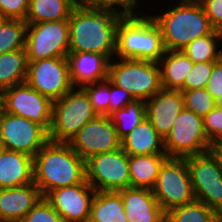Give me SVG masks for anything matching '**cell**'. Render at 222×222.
Masks as SVG:
<instances>
[{"label": "cell", "instance_id": "31", "mask_svg": "<svg viewBox=\"0 0 222 222\" xmlns=\"http://www.w3.org/2000/svg\"><path fill=\"white\" fill-rule=\"evenodd\" d=\"M26 29L25 20L6 18L0 25V55L25 49Z\"/></svg>", "mask_w": 222, "mask_h": 222}, {"label": "cell", "instance_id": "23", "mask_svg": "<svg viewBox=\"0 0 222 222\" xmlns=\"http://www.w3.org/2000/svg\"><path fill=\"white\" fill-rule=\"evenodd\" d=\"M158 64L163 89L183 91V84L193 67V61L182 50H166Z\"/></svg>", "mask_w": 222, "mask_h": 222}, {"label": "cell", "instance_id": "26", "mask_svg": "<svg viewBox=\"0 0 222 222\" xmlns=\"http://www.w3.org/2000/svg\"><path fill=\"white\" fill-rule=\"evenodd\" d=\"M80 0H30L26 15L27 24L69 19Z\"/></svg>", "mask_w": 222, "mask_h": 222}, {"label": "cell", "instance_id": "22", "mask_svg": "<svg viewBox=\"0 0 222 222\" xmlns=\"http://www.w3.org/2000/svg\"><path fill=\"white\" fill-rule=\"evenodd\" d=\"M121 148L129 156L166 154L164 139L147 118L121 140Z\"/></svg>", "mask_w": 222, "mask_h": 222}, {"label": "cell", "instance_id": "35", "mask_svg": "<svg viewBox=\"0 0 222 222\" xmlns=\"http://www.w3.org/2000/svg\"><path fill=\"white\" fill-rule=\"evenodd\" d=\"M216 62L217 61L194 63L184 81L183 91L205 88L210 78L213 65Z\"/></svg>", "mask_w": 222, "mask_h": 222}, {"label": "cell", "instance_id": "14", "mask_svg": "<svg viewBox=\"0 0 222 222\" xmlns=\"http://www.w3.org/2000/svg\"><path fill=\"white\" fill-rule=\"evenodd\" d=\"M4 111L27 118L47 131L52 123V101L26 82L4 90Z\"/></svg>", "mask_w": 222, "mask_h": 222}, {"label": "cell", "instance_id": "18", "mask_svg": "<svg viewBox=\"0 0 222 222\" xmlns=\"http://www.w3.org/2000/svg\"><path fill=\"white\" fill-rule=\"evenodd\" d=\"M118 192L128 222H165L166 212L151 189L129 187Z\"/></svg>", "mask_w": 222, "mask_h": 222}, {"label": "cell", "instance_id": "17", "mask_svg": "<svg viewBox=\"0 0 222 222\" xmlns=\"http://www.w3.org/2000/svg\"><path fill=\"white\" fill-rule=\"evenodd\" d=\"M146 118L165 140L170 134L174 120L184 109V99L180 90L158 91L145 101Z\"/></svg>", "mask_w": 222, "mask_h": 222}, {"label": "cell", "instance_id": "20", "mask_svg": "<svg viewBox=\"0 0 222 222\" xmlns=\"http://www.w3.org/2000/svg\"><path fill=\"white\" fill-rule=\"evenodd\" d=\"M70 80L74 87L103 81L108 78L110 60L102 54L90 52H69Z\"/></svg>", "mask_w": 222, "mask_h": 222}, {"label": "cell", "instance_id": "48", "mask_svg": "<svg viewBox=\"0 0 222 222\" xmlns=\"http://www.w3.org/2000/svg\"><path fill=\"white\" fill-rule=\"evenodd\" d=\"M217 145H220V146H222V140L217 144Z\"/></svg>", "mask_w": 222, "mask_h": 222}, {"label": "cell", "instance_id": "3", "mask_svg": "<svg viewBox=\"0 0 222 222\" xmlns=\"http://www.w3.org/2000/svg\"><path fill=\"white\" fill-rule=\"evenodd\" d=\"M148 11L161 29L166 50H182L195 39L215 30L198 0H177L162 11Z\"/></svg>", "mask_w": 222, "mask_h": 222}, {"label": "cell", "instance_id": "25", "mask_svg": "<svg viewBox=\"0 0 222 222\" xmlns=\"http://www.w3.org/2000/svg\"><path fill=\"white\" fill-rule=\"evenodd\" d=\"M89 222H128L119 192L96 191Z\"/></svg>", "mask_w": 222, "mask_h": 222}, {"label": "cell", "instance_id": "46", "mask_svg": "<svg viewBox=\"0 0 222 222\" xmlns=\"http://www.w3.org/2000/svg\"><path fill=\"white\" fill-rule=\"evenodd\" d=\"M6 19L1 13H0V25L3 23V21Z\"/></svg>", "mask_w": 222, "mask_h": 222}, {"label": "cell", "instance_id": "15", "mask_svg": "<svg viewBox=\"0 0 222 222\" xmlns=\"http://www.w3.org/2000/svg\"><path fill=\"white\" fill-rule=\"evenodd\" d=\"M85 161L104 152L121 147V140L109 116H97L87 122L68 142Z\"/></svg>", "mask_w": 222, "mask_h": 222}, {"label": "cell", "instance_id": "41", "mask_svg": "<svg viewBox=\"0 0 222 222\" xmlns=\"http://www.w3.org/2000/svg\"><path fill=\"white\" fill-rule=\"evenodd\" d=\"M205 89L214 99L222 94V58L213 65Z\"/></svg>", "mask_w": 222, "mask_h": 222}, {"label": "cell", "instance_id": "30", "mask_svg": "<svg viewBox=\"0 0 222 222\" xmlns=\"http://www.w3.org/2000/svg\"><path fill=\"white\" fill-rule=\"evenodd\" d=\"M220 216L216 210L194 200L167 211L165 222H216Z\"/></svg>", "mask_w": 222, "mask_h": 222}, {"label": "cell", "instance_id": "21", "mask_svg": "<svg viewBox=\"0 0 222 222\" xmlns=\"http://www.w3.org/2000/svg\"><path fill=\"white\" fill-rule=\"evenodd\" d=\"M33 183V157L5 150L0 157V189Z\"/></svg>", "mask_w": 222, "mask_h": 222}, {"label": "cell", "instance_id": "34", "mask_svg": "<svg viewBox=\"0 0 222 222\" xmlns=\"http://www.w3.org/2000/svg\"><path fill=\"white\" fill-rule=\"evenodd\" d=\"M85 5L93 8L112 9L123 16L144 14L139 0H81ZM138 9V10H137Z\"/></svg>", "mask_w": 222, "mask_h": 222}, {"label": "cell", "instance_id": "45", "mask_svg": "<svg viewBox=\"0 0 222 222\" xmlns=\"http://www.w3.org/2000/svg\"><path fill=\"white\" fill-rule=\"evenodd\" d=\"M5 150H6V147L4 146V144L0 140V157L5 152Z\"/></svg>", "mask_w": 222, "mask_h": 222}, {"label": "cell", "instance_id": "43", "mask_svg": "<svg viewBox=\"0 0 222 222\" xmlns=\"http://www.w3.org/2000/svg\"><path fill=\"white\" fill-rule=\"evenodd\" d=\"M4 113V90L0 88V117Z\"/></svg>", "mask_w": 222, "mask_h": 222}, {"label": "cell", "instance_id": "39", "mask_svg": "<svg viewBox=\"0 0 222 222\" xmlns=\"http://www.w3.org/2000/svg\"><path fill=\"white\" fill-rule=\"evenodd\" d=\"M212 27L222 32V0H198Z\"/></svg>", "mask_w": 222, "mask_h": 222}, {"label": "cell", "instance_id": "7", "mask_svg": "<svg viewBox=\"0 0 222 222\" xmlns=\"http://www.w3.org/2000/svg\"><path fill=\"white\" fill-rule=\"evenodd\" d=\"M213 146L204 132L203 118L186 108L174 120L171 132L164 140L168 158L203 154Z\"/></svg>", "mask_w": 222, "mask_h": 222}, {"label": "cell", "instance_id": "4", "mask_svg": "<svg viewBox=\"0 0 222 222\" xmlns=\"http://www.w3.org/2000/svg\"><path fill=\"white\" fill-rule=\"evenodd\" d=\"M146 12L121 19L114 57L158 62L165 54L161 29Z\"/></svg>", "mask_w": 222, "mask_h": 222}, {"label": "cell", "instance_id": "40", "mask_svg": "<svg viewBox=\"0 0 222 222\" xmlns=\"http://www.w3.org/2000/svg\"><path fill=\"white\" fill-rule=\"evenodd\" d=\"M134 100L135 99L128 91L117 87L110 82L109 115L116 110L124 108L128 103H131Z\"/></svg>", "mask_w": 222, "mask_h": 222}, {"label": "cell", "instance_id": "16", "mask_svg": "<svg viewBox=\"0 0 222 222\" xmlns=\"http://www.w3.org/2000/svg\"><path fill=\"white\" fill-rule=\"evenodd\" d=\"M95 194L96 190L85 180L73 186L56 188L45 199L65 222H89Z\"/></svg>", "mask_w": 222, "mask_h": 222}, {"label": "cell", "instance_id": "32", "mask_svg": "<svg viewBox=\"0 0 222 222\" xmlns=\"http://www.w3.org/2000/svg\"><path fill=\"white\" fill-rule=\"evenodd\" d=\"M88 94L94 111L99 116H109L110 81L90 83L82 87Z\"/></svg>", "mask_w": 222, "mask_h": 222}, {"label": "cell", "instance_id": "27", "mask_svg": "<svg viewBox=\"0 0 222 222\" xmlns=\"http://www.w3.org/2000/svg\"><path fill=\"white\" fill-rule=\"evenodd\" d=\"M28 60L26 49L6 52L0 55V88L9 89L24 83L27 77Z\"/></svg>", "mask_w": 222, "mask_h": 222}, {"label": "cell", "instance_id": "19", "mask_svg": "<svg viewBox=\"0 0 222 222\" xmlns=\"http://www.w3.org/2000/svg\"><path fill=\"white\" fill-rule=\"evenodd\" d=\"M42 197L34 183L0 189V222H21Z\"/></svg>", "mask_w": 222, "mask_h": 222}, {"label": "cell", "instance_id": "47", "mask_svg": "<svg viewBox=\"0 0 222 222\" xmlns=\"http://www.w3.org/2000/svg\"><path fill=\"white\" fill-rule=\"evenodd\" d=\"M216 222H222V215L216 220Z\"/></svg>", "mask_w": 222, "mask_h": 222}, {"label": "cell", "instance_id": "42", "mask_svg": "<svg viewBox=\"0 0 222 222\" xmlns=\"http://www.w3.org/2000/svg\"><path fill=\"white\" fill-rule=\"evenodd\" d=\"M211 151L217 156V159L219 161V164L222 170V146L214 145Z\"/></svg>", "mask_w": 222, "mask_h": 222}, {"label": "cell", "instance_id": "10", "mask_svg": "<svg viewBox=\"0 0 222 222\" xmlns=\"http://www.w3.org/2000/svg\"><path fill=\"white\" fill-rule=\"evenodd\" d=\"M86 181L96 191L118 192L131 187L129 155L120 147L89 158Z\"/></svg>", "mask_w": 222, "mask_h": 222}, {"label": "cell", "instance_id": "5", "mask_svg": "<svg viewBox=\"0 0 222 222\" xmlns=\"http://www.w3.org/2000/svg\"><path fill=\"white\" fill-rule=\"evenodd\" d=\"M90 98L82 87H73L62 98L52 102V123L48 138L68 143L90 120L97 117Z\"/></svg>", "mask_w": 222, "mask_h": 222}, {"label": "cell", "instance_id": "36", "mask_svg": "<svg viewBox=\"0 0 222 222\" xmlns=\"http://www.w3.org/2000/svg\"><path fill=\"white\" fill-rule=\"evenodd\" d=\"M21 222H65L52 205L42 197Z\"/></svg>", "mask_w": 222, "mask_h": 222}, {"label": "cell", "instance_id": "2", "mask_svg": "<svg viewBox=\"0 0 222 222\" xmlns=\"http://www.w3.org/2000/svg\"><path fill=\"white\" fill-rule=\"evenodd\" d=\"M86 180V161L68 143L48 141L33 157V183L45 197L50 191Z\"/></svg>", "mask_w": 222, "mask_h": 222}, {"label": "cell", "instance_id": "33", "mask_svg": "<svg viewBox=\"0 0 222 222\" xmlns=\"http://www.w3.org/2000/svg\"><path fill=\"white\" fill-rule=\"evenodd\" d=\"M181 92L184 99V108L193 111L202 118L215 108V99L205 88Z\"/></svg>", "mask_w": 222, "mask_h": 222}, {"label": "cell", "instance_id": "1", "mask_svg": "<svg viewBox=\"0 0 222 222\" xmlns=\"http://www.w3.org/2000/svg\"><path fill=\"white\" fill-rule=\"evenodd\" d=\"M123 17L112 9L93 8L80 0L69 17V52L98 53L112 60Z\"/></svg>", "mask_w": 222, "mask_h": 222}, {"label": "cell", "instance_id": "44", "mask_svg": "<svg viewBox=\"0 0 222 222\" xmlns=\"http://www.w3.org/2000/svg\"><path fill=\"white\" fill-rule=\"evenodd\" d=\"M215 107L222 108V94L215 99Z\"/></svg>", "mask_w": 222, "mask_h": 222}, {"label": "cell", "instance_id": "24", "mask_svg": "<svg viewBox=\"0 0 222 222\" xmlns=\"http://www.w3.org/2000/svg\"><path fill=\"white\" fill-rule=\"evenodd\" d=\"M167 154L129 156L131 187L153 189Z\"/></svg>", "mask_w": 222, "mask_h": 222}, {"label": "cell", "instance_id": "6", "mask_svg": "<svg viewBox=\"0 0 222 222\" xmlns=\"http://www.w3.org/2000/svg\"><path fill=\"white\" fill-rule=\"evenodd\" d=\"M107 79L135 100L147 101L163 89L160 67L154 61L114 57L109 62Z\"/></svg>", "mask_w": 222, "mask_h": 222}, {"label": "cell", "instance_id": "37", "mask_svg": "<svg viewBox=\"0 0 222 222\" xmlns=\"http://www.w3.org/2000/svg\"><path fill=\"white\" fill-rule=\"evenodd\" d=\"M204 132L213 145L222 140V108L215 107L203 117Z\"/></svg>", "mask_w": 222, "mask_h": 222}, {"label": "cell", "instance_id": "9", "mask_svg": "<svg viewBox=\"0 0 222 222\" xmlns=\"http://www.w3.org/2000/svg\"><path fill=\"white\" fill-rule=\"evenodd\" d=\"M185 159L195 200L222 215V170L217 156L210 150Z\"/></svg>", "mask_w": 222, "mask_h": 222}, {"label": "cell", "instance_id": "8", "mask_svg": "<svg viewBox=\"0 0 222 222\" xmlns=\"http://www.w3.org/2000/svg\"><path fill=\"white\" fill-rule=\"evenodd\" d=\"M162 209H170L195 200L185 158H167L161 165L152 189Z\"/></svg>", "mask_w": 222, "mask_h": 222}, {"label": "cell", "instance_id": "12", "mask_svg": "<svg viewBox=\"0 0 222 222\" xmlns=\"http://www.w3.org/2000/svg\"><path fill=\"white\" fill-rule=\"evenodd\" d=\"M25 82L52 102L62 98L74 87L70 80L67 57L28 61Z\"/></svg>", "mask_w": 222, "mask_h": 222}, {"label": "cell", "instance_id": "28", "mask_svg": "<svg viewBox=\"0 0 222 222\" xmlns=\"http://www.w3.org/2000/svg\"><path fill=\"white\" fill-rule=\"evenodd\" d=\"M222 32L214 30L211 34L199 37L189 43L182 51L193 61L210 62L222 58Z\"/></svg>", "mask_w": 222, "mask_h": 222}, {"label": "cell", "instance_id": "38", "mask_svg": "<svg viewBox=\"0 0 222 222\" xmlns=\"http://www.w3.org/2000/svg\"><path fill=\"white\" fill-rule=\"evenodd\" d=\"M30 0H0V13L10 19H26Z\"/></svg>", "mask_w": 222, "mask_h": 222}, {"label": "cell", "instance_id": "11", "mask_svg": "<svg viewBox=\"0 0 222 222\" xmlns=\"http://www.w3.org/2000/svg\"><path fill=\"white\" fill-rule=\"evenodd\" d=\"M25 49L28 61L67 57L69 19L27 24Z\"/></svg>", "mask_w": 222, "mask_h": 222}, {"label": "cell", "instance_id": "13", "mask_svg": "<svg viewBox=\"0 0 222 222\" xmlns=\"http://www.w3.org/2000/svg\"><path fill=\"white\" fill-rule=\"evenodd\" d=\"M0 140L6 150L34 157L49 138L48 131L39 123L4 111L0 117Z\"/></svg>", "mask_w": 222, "mask_h": 222}, {"label": "cell", "instance_id": "29", "mask_svg": "<svg viewBox=\"0 0 222 222\" xmlns=\"http://www.w3.org/2000/svg\"><path fill=\"white\" fill-rule=\"evenodd\" d=\"M109 117L115 126L118 138L122 140L146 118L145 101L134 100L124 108L111 113Z\"/></svg>", "mask_w": 222, "mask_h": 222}]
</instances>
